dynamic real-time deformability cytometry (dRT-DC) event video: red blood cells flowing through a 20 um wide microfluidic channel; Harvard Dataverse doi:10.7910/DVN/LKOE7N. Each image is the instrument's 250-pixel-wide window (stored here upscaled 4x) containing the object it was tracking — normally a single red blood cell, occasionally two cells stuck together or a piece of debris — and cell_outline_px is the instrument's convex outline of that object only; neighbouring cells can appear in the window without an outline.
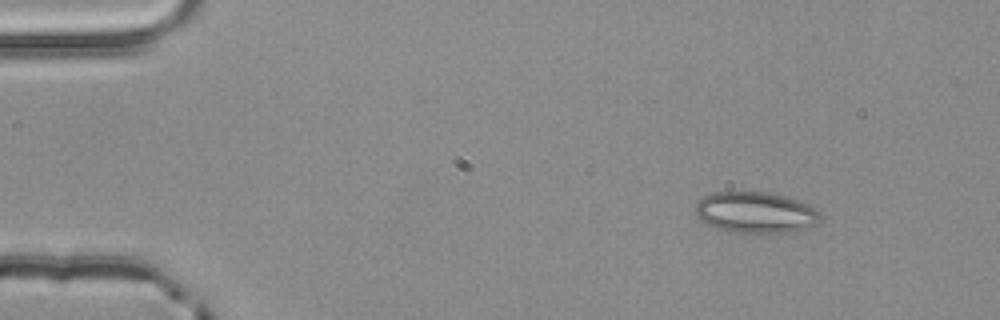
{"species": "common noctule bat (a hibernating species)", "species_latin": "Nyctalus noctula", "temperature_condition": "room temperature", "stored_images_in_passage": 3, "camera_frame_rate_fps": 3000, "um_per_image_px": 0.085, "animal": {"sex": "male", "body_mass_g": 20.4}, "frame": {"image": 1, "passage_image": 1, "time_ms": 0.0, "image_size_px": [1000, 320], "cell_outline_px": [[820, 220], [816, 224], [804, 232], [728, 232], [716, 228], [708, 224], [696, 216], [696, 204], [704, 196], [712, 192], [768, 192], [784, 196], [796, 200], [820, 212]], "centroid_in_image_um": [64.23, 18.07], "position_along_channel_um": 20.8, "area_um2": 29.88}}